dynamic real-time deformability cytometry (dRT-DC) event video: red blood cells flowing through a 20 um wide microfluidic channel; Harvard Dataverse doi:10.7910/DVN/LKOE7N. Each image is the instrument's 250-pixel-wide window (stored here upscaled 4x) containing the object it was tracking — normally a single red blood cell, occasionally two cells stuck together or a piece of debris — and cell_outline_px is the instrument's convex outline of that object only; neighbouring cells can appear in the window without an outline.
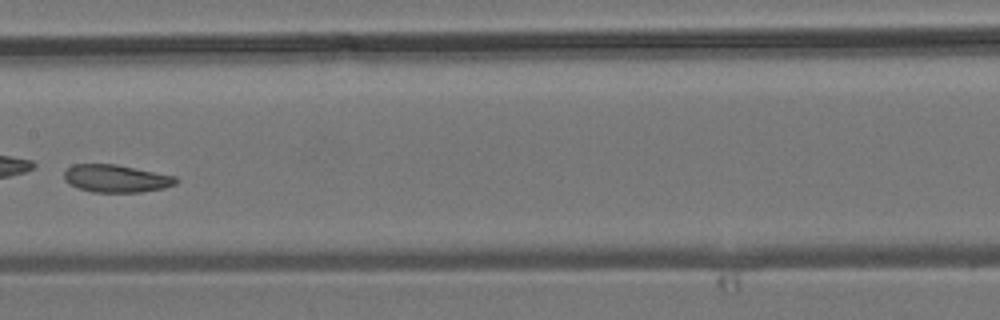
{"species": "common noctule bat (a hibernating species)", "species_latin": "Nyctalus noctula", "temperature_condition": "room temperature", "stored_images_in_passage": 7, "camera_frame_rate_fps": 3000, "um_per_image_px": 0.085, "animal": {"sex": "male", "body_mass_g": 19.2, "forearm_length_mm": 51.8}, "frame": {"image": 1, "passage_image": 6, "time_ms": 6.0, "image_size_px": [1000, 320], "cell_outline_px": [[180, 180], [176, 184], [164, 188], [140, 192], [92, 192], [68, 184], [64, 180], [64, 172], [72, 164], [116, 164], [176, 176]], "centroid_in_image_um": [9.88, 15.17], "position_along_channel_um": 197.5, "area_um2": 18.09}}
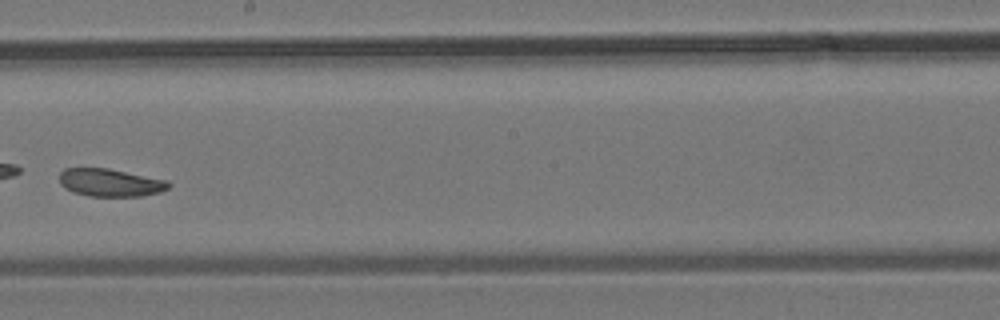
{"frame": {"image": 2, "passage_image": 7, "time_ms": 7.0, "image_size_px": [1000, 320], "cell_outline_px": [[172, 184], [168, 188], [160, 192], [140, 196], [88, 196], [72, 192], [64, 188], [60, 184], [60, 172], [64, 168], [108, 168], [168, 180]], "centroid_in_image_um": [9.36, 15.52], "position_along_channel_um": 238.8, "area_um2": 17.8}}